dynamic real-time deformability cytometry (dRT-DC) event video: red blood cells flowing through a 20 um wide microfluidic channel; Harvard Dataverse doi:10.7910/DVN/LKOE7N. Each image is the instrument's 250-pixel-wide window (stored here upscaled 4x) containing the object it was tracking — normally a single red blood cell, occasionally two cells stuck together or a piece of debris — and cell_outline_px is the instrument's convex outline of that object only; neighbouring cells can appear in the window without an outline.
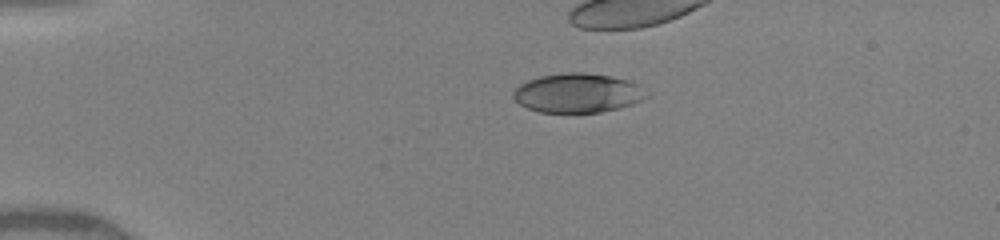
{"species": "human", "species_latin": "Homo sapiens", "temperature_condition": "warm", "stored_images_in_passage": 41, "camera_frame_rate_fps": 3000, "um_per_image_px": 0.085, "donor": {"sex": "female"}, "frame": {"image": 1, "passage_image": 12, "time_ms": 3.667, "image_size_px": [1000, 240], "cell_outline_px": [[648, 96], [632, 104], [620, 108], [600, 112], [540, 112], [528, 108], [520, 104], [512, 96], [512, 92], [520, 84], [528, 80], [540, 76], [564, 72], [584, 72], [612, 76], [628, 80], [636, 84]], "centroid_in_image_um": [49.06, 7.9], "position_along_channel_um": 35.9, "area_um2": 30.29}}